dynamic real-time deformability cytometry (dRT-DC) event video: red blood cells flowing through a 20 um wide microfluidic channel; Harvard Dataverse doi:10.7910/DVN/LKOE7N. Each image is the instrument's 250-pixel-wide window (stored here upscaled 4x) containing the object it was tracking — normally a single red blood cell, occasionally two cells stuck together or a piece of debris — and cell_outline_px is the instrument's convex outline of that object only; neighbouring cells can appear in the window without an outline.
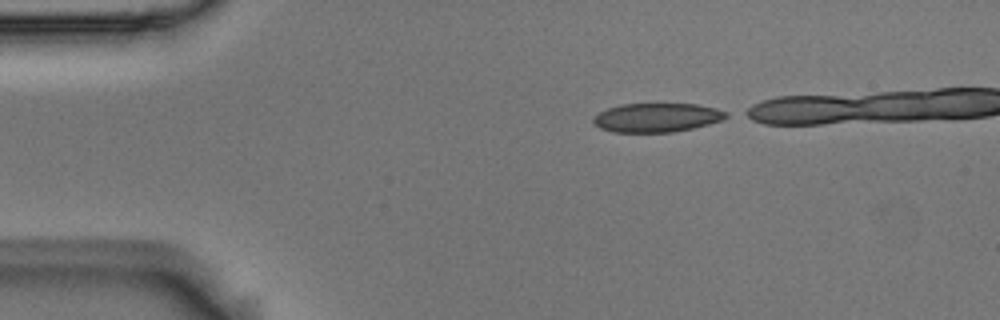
{"species": "Egyptian fruit bat (a non-hibernating species)", "species_latin": "Rousettus aegyptiacus", "temperature_condition": "room temperature", "stored_images_in_passage": 35, "camera_frame_rate_fps": 3000, "um_per_image_px": 0.085, "animal": {"sex": "male"}, "frame": {"image": 1, "passage_image": 1, "time_ms": 0.0, "image_size_px": [1000, 320], "cell_outline_px": [[728, 116], [720, 120], [708, 124], [692, 128], [672, 132], [612, 132], [600, 128], [592, 120], [600, 112], [608, 108], [620, 104], [696, 104], [716, 108], [728, 112]], "centroid_in_image_um": [55.83, 9.99], "position_along_channel_um": 29.2, "area_um2": 22.2}}
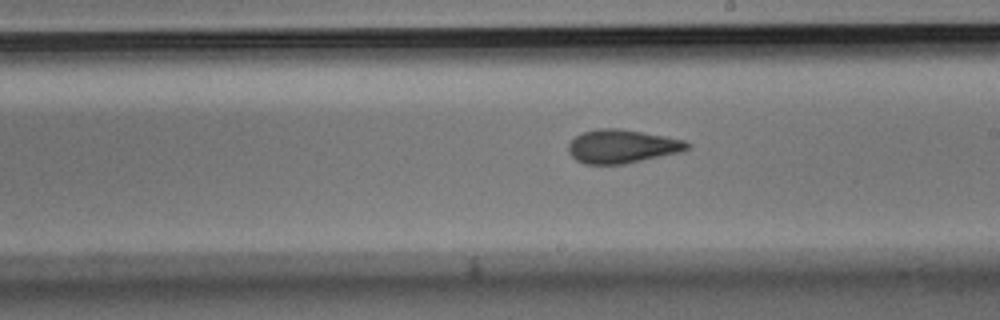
{"frame": {"image": 2, "passage_image": 22, "time_ms": 7.0, "image_size_px": [1000, 320], "cell_outline_px": [[692, 144], [688, 148], [680, 152], [624, 164], [584, 164], [576, 160], [568, 152], [568, 144], [576, 136], [584, 132], [596, 128], [620, 128], [664, 136], [684, 140]], "centroid_in_image_um": [52.86, 12.44], "position_along_channel_um": 236.1, "area_um2": 23.18}}
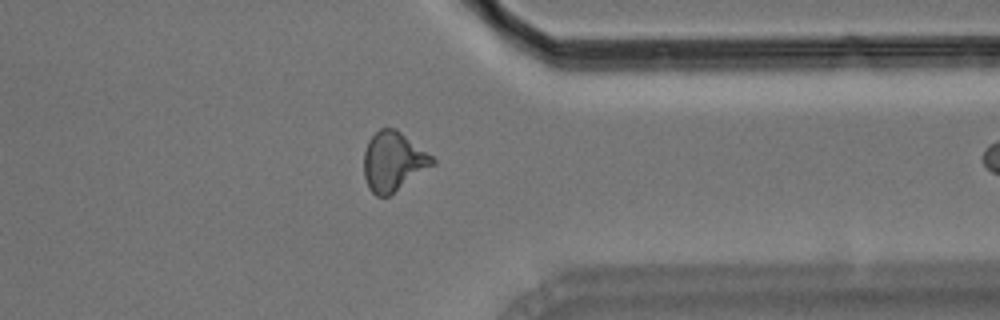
{"frame": {"image": 3, "passage_image": 34, "time_ms": 11.0, "image_size_px": [1000, 320], "cell_outline_px": [[436, 164], [388, 196], [376, 196], [368, 188], [364, 176], [364, 152], [368, 140], [380, 128], [396, 128], [432, 156], [436, 160]], "centroid_in_image_um": [33.42, 13.72], "position_along_channel_um": 378.0, "area_um2": 23.64}}